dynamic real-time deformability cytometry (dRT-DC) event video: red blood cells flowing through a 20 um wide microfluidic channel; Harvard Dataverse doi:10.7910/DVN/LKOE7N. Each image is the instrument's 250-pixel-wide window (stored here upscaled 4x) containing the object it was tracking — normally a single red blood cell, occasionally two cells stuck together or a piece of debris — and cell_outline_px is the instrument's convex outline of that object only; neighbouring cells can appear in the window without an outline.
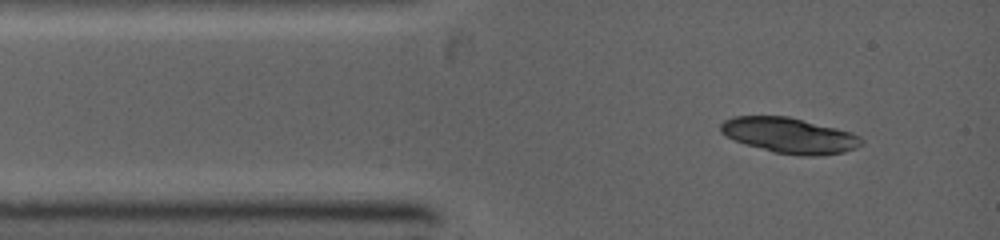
{"species": "common noctule bat (a hibernating species)", "species_latin": "Nyctalus noctula", "temperature_condition": "warm", "stored_images_in_passage": 2, "camera_frame_rate_fps": 5000, "um_per_image_px": 0.085, "animal": {"sex": "female", "body_mass_g": 19.0, "forearm_length_mm": 53.3}, "frame": {"image": 1, "passage_image": 1, "time_ms": 0.0, "image_size_px": [1000, 240], "cell_outline_px": [[864, 144], [856, 148], [844, 152], [816, 156], [800, 156], [772, 152], [744, 144], [720, 132], [720, 124], [724, 120], [732, 116], [788, 116], [852, 132], [860, 136], [864, 140]], "centroid_in_image_um": [67.12, 11.52], "position_along_channel_um": 17.9, "area_um2": 29.3}}